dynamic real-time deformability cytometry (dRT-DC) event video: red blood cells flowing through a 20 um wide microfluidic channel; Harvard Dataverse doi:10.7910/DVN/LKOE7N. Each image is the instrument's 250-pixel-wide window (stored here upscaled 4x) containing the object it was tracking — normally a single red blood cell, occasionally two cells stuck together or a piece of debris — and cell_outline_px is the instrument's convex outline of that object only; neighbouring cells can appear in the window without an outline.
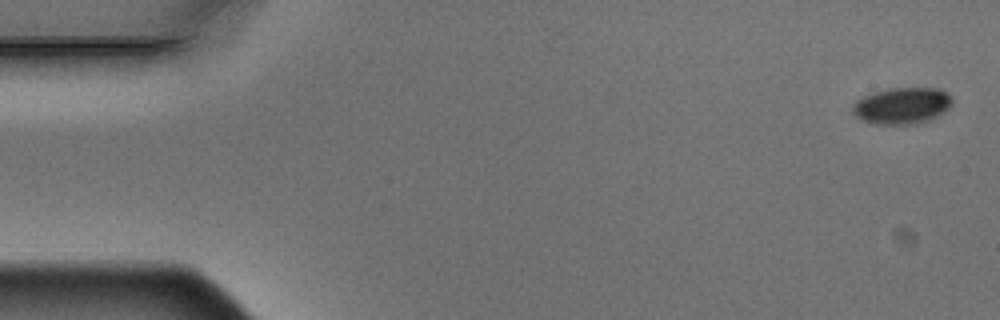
{"species": "Egyptian fruit bat (a non-hibernating species)", "species_latin": "Rousettus aegyptiacus", "temperature_condition": "warm", "stored_images_in_passage": 5, "camera_frame_rate_fps": 3000, "um_per_image_px": 0.085, "animal": {"sex": "male"}, "frame": {"image": 1, "passage_image": 1, "time_ms": 0.0, "image_size_px": [1000, 320], "cell_outline_px": [[952, 104], [948, 108], [936, 116], [928, 120], [916, 124], [872, 124], [860, 120], [852, 112], [852, 104], [856, 100], [872, 92], [888, 88], [940, 88], [952, 96]], "centroid_in_image_um": [76.64, 8.98], "position_along_channel_um": 8.4, "area_um2": 21.39}}